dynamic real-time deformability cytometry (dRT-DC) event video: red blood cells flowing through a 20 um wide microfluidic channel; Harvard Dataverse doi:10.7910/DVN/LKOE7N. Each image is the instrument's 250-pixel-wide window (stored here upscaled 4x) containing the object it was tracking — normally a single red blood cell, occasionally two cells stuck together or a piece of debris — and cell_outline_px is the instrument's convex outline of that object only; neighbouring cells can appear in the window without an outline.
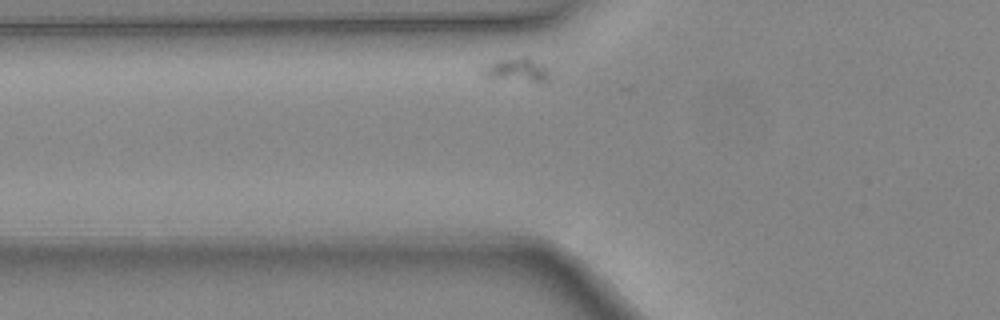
{"species": "common noctule bat (a hibernating species)", "species_latin": "Nyctalus noctula", "temperature_condition": "warm", "stored_images_in_passage": 6, "segment_of_instrument_passage": [2, 2], "camera_frame_rate_fps": 3000, "um_per_image_px": 0.085, "animal": {"sex": "female", "body_mass_g": 24.6, "forearm_length_mm": 56.2}, "frame": {"image": 1, "passage_image": 5, "time_ms": 1.333, "image_size_px": [1000, 320], "cell_outline_px": [[552, 76], [548, 80], [540, 84], [484, 80], [480, 76], [480, 68], [492, 60], [520, 56], [528, 56], [548, 68], [552, 72]], "centroid_in_image_um": [43.85, 6.01], "position_along_channel_um": 81.9, "area_um2": 10.92}}
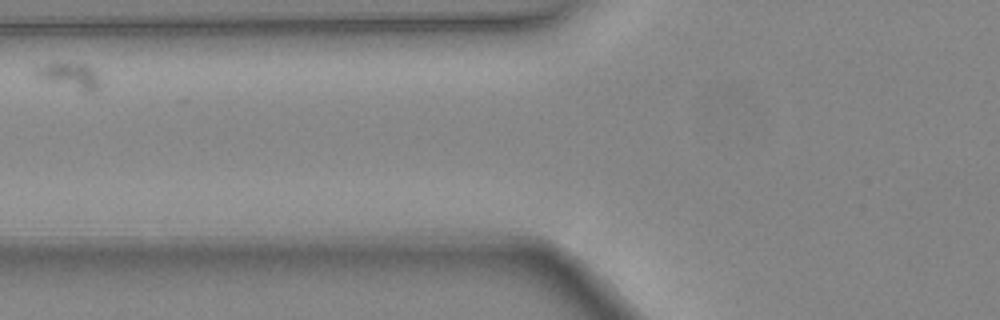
{"frame": {"image": 2, "passage_image": 6, "time_ms": 1.667, "image_size_px": [1000, 320], "cell_outline_px": [[100, 88], [92, 92], [84, 92], [44, 80], [36, 76], [36, 68], [48, 60], [56, 60], [84, 64], [92, 68], [96, 72], [100, 80]], "centroid_in_image_um": [5.91, 6.39], "position_along_channel_um": 119.9, "area_um2": 10.29}}